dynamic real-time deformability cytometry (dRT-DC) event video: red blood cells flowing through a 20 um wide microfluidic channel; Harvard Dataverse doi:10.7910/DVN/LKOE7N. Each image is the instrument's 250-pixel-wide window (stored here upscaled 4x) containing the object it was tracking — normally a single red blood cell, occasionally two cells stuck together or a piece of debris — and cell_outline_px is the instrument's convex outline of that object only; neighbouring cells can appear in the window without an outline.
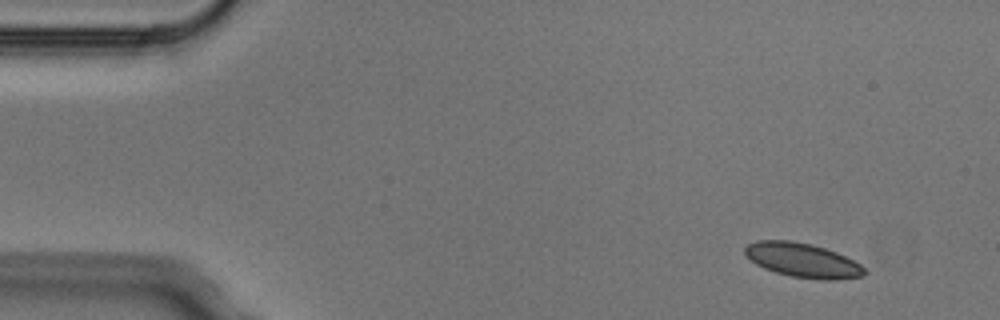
{"species": "Egyptian fruit bat (a non-hibernating species)", "species_latin": "Rousettus aegyptiacus", "temperature_condition": "cold", "stored_images_in_passage": 4, "camera_frame_rate_fps": 3000, "um_per_image_px": 0.085, "animal": {"sex": "male"}, "frame": {"image": 1, "passage_image": 2, "time_ms": 0.333, "image_size_px": [1000, 320], "cell_outline_px": [[868, 272], [864, 276], [836, 280], [816, 280], [792, 276], [776, 272], [764, 268], [756, 264], [744, 252], [744, 248], [748, 244], [756, 240], [792, 240], [812, 244], [836, 252], [860, 264]], "centroid_in_image_um": [68.24, 22.12], "position_along_channel_um": 16.8, "area_um2": 23.93}}
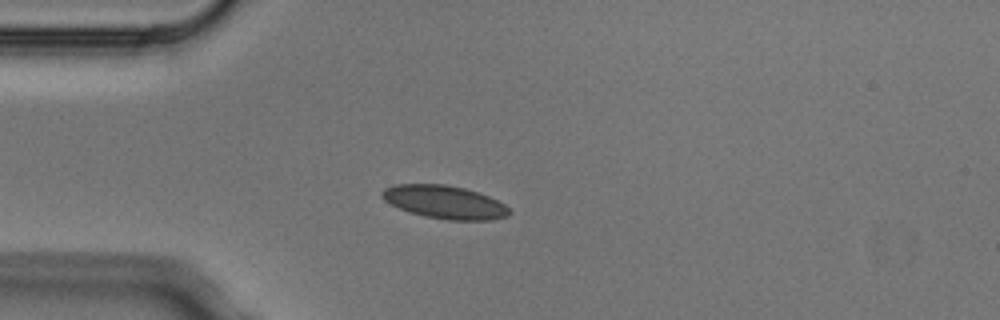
{"frame": {"image": 2, "passage_image": 4, "time_ms": 1.0, "image_size_px": [1000, 320], "cell_outline_px": [[512, 212], [508, 216], [492, 220], [448, 220], [424, 216], [400, 208], [384, 200], [380, 196], [380, 192], [384, 188], [392, 184], [444, 184], [464, 188], [488, 196], [504, 204]], "centroid_in_image_um": [37.78, 17.17], "position_along_channel_um": 47.2, "area_um2": 24.51}}